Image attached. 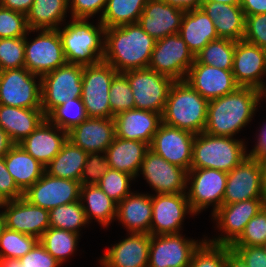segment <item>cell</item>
Here are the masks:
<instances>
[{
    "instance_id": "cell-13",
    "label": "cell",
    "mask_w": 266,
    "mask_h": 267,
    "mask_svg": "<svg viewBox=\"0 0 266 267\" xmlns=\"http://www.w3.org/2000/svg\"><path fill=\"white\" fill-rule=\"evenodd\" d=\"M81 183L70 179L56 178L44 173L23 197L31 204L46 210L80 200Z\"/></svg>"
},
{
    "instance_id": "cell-62",
    "label": "cell",
    "mask_w": 266,
    "mask_h": 267,
    "mask_svg": "<svg viewBox=\"0 0 266 267\" xmlns=\"http://www.w3.org/2000/svg\"><path fill=\"white\" fill-rule=\"evenodd\" d=\"M0 267H21V260L17 258L0 257Z\"/></svg>"
},
{
    "instance_id": "cell-6",
    "label": "cell",
    "mask_w": 266,
    "mask_h": 267,
    "mask_svg": "<svg viewBox=\"0 0 266 267\" xmlns=\"http://www.w3.org/2000/svg\"><path fill=\"white\" fill-rule=\"evenodd\" d=\"M83 66L66 63L41 77V109L47 117L57 106L81 98Z\"/></svg>"
},
{
    "instance_id": "cell-20",
    "label": "cell",
    "mask_w": 266,
    "mask_h": 267,
    "mask_svg": "<svg viewBox=\"0 0 266 267\" xmlns=\"http://www.w3.org/2000/svg\"><path fill=\"white\" fill-rule=\"evenodd\" d=\"M233 76L239 87H251L259 90L266 75V50L247 41H236L233 57Z\"/></svg>"
},
{
    "instance_id": "cell-26",
    "label": "cell",
    "mask_w": 266,
    "mask_h": 267,
    "mask_svg": "<svg viewBox=\"0 0 266 267\" xmlns=\"http://www.w3.org/2000/svg\"><path fill=\"white\" fill-rule=\"evenodd\" d=\"M129 235L108 249L100 260L102 267H148L150 234Z\"/></svg>"
},
{
    "instance_id": "cell-19",
    "label": "cell",
    "mask_w": 266,
    "mask_h": 267,
    "mask_svg": "<svg viewBox=\"0 0 266 267\" xmlns=\"http://www.w3.org/2000/svg\"><path fill=\"white\" fill-rule=\"evenodd\" d=\"M186 213L194 214L186 193L152 196L150 235L180 233L182 220Z\"/></svg>"
},
{
    "instance_id": "cell-43",
    "label": "cell",
    "mask_w": 266,
    "mask_h": 267,
    "mask_svg": "<svg viewBox=\"0 0 266 267\" xmlns=\"http://www.w3.org/2000/svg\"><path fill=\"white\" fill-rule=\"evenodd\" d=\"M109 103L112 118L122 112L135 109V102L130 84L122 73H118L111 82Z\"/></svg>"
},
{
    "instance_id": "cell-2",
    "label": "cell",
    "mask_w": 266,
    "mask_h": 267,
    "mask_svg": "<svg viewBox=\"0 0 266 267\" xmlns=\"http://www.w3.org/2000/svg\"><path fill=\"white\" fill-rule=\"evenodd\" d=\"M259 101V90L251 87H238L232 93L209 101L204 132L233 137L251 121Z\"/></svg>"
},
{
    "instance_id": "cell-24",
    "label": "cell",
    "mask_w": 266,
    "mask_h": 267,
    "mask_svg": "<svg viewBox=\"0 0 266 267\" xmlns=\"http://www.w3.org/2000/svg\"><path fill=\"white\" fill-rule=\"evenodd\" d=\"M116 136L114 118L88 117L68 132V140L87 153H106Z\"/></svg>"
},
{
    "instance_id": "cell-59",
    "label": "cell",
    "mask_w": 266,
    "mask_h": 267,
    "mask_svg": "<svg viewBox=\"0 0 266 267\" xmlns=\"http://www.w3.org/2000/svg\"><path fill=\"white\" fill-rule=\"evenodd\" d=\"M225 267H248V266L233 249H230L226 254Z\"/></svg>"
},
{
    "instance_id": "cell-55",
    "label": "cell",
    "mask_w": 266,
    "mask_h": 267,
    "mask_svg": "<svg viewBox=\"0 0 266 267\" xmlns=\"http://www.w3.org/2000/svg\"><path fill=\"white\" fill-rule=\"evenodd\" d=\"M240 7L245 17L266 13V0H242Z\"/></svg>"
},
{
    "instance_id": "cell-61",
    "label": "cell",
    "mask_w": 266,
    "mask_h": 267,
    "mask_svg": "<svg viewBox=\"0 0 266 267\" xmlns=\"http://www.w3.org/2000/svg\"><path fill=\"white\" fill-rule=\"evenodd\" d=\"M255 158H258L259 165L261 168L262 190L264 193V197L266 198V157H255Z\"/></svg>"
},
{
    "instance_id": "cell-65",
    "label": "cell",
    "mask_w": 266,
    "mask_h": 267,
    "mask_svg": "<svg viewBox=\"0 0 266 267\" xmlns=\"http://www.w3.org/2000/svg\"><path fill=\"white\" fill-rule=\"evenodd\" d=\"M259 96H260V99L262 98V96L266 97V84H265V82L262 84L261 88L259 89Z\"/></svg>"
},
{
    "instance_id": "cell-32",
    "label": "cell",
    "mask_w": 266,
    "mask_h": 267,
    "mask_svg": "<svg viewBox=\"0 0 266 267\" xmlns=\"http://www.w3.org/2000/svg\"><path fill=\"white\" fill-rule=\"evenodd\" d=\"M179 34L194 56L210 41L219 39L213 21L201 8L185 11Z\"/></svg>"
},
{
    "instance_id": "cell-46",
    "label": "cell",
    "mask_w": 266,
    "mask_h": 267,
    "mask_svg": "<svg viewBox=\"0 0 266 267\" xmlns=\"http://www.w3.org/2000/svg\"><path fill=\"white\" fill-rule=\"evenodd\" d=\"M25 37L0 39V71L25 65Z\"/></svg>"
},
{
    "instance_id": "cell-12",
    "label": "cell",
    "mask_w": 266,
    "mask_h": 267,
    "mask_svg": "<svg viewBox=\"0 0 266 267\" xmlns=\"http://www.w3.org/2000/svg\"><path fill=\"white\" fill-rule=\"evenodd\" d=\"M24 54V67L40 77L67 63L57 29L41 30L32 42L25 36Z\"/></svg>"
},
{
    "instance_id": "cell-52",
    "label": "cell",
    "mask_w": 266,
    "mask_h": 267,
    "mask_svg": "<svg viewBox=\"0 0 266 267\" xmlns=\"http://www.w3.org/2000/svg\"><path fill=\"white\" fill-rule=\"evenodd\" d=\"M108 0H69L71 16L74 19H88L101 12L103 14Z\"/></svg>"
},
{
    "instance_id": "cell-27",
    "label": "cell",
    "mask_w": 266,
    "mask_h": 267,
    "mask_svg": "<svg viewBox=\"0 0 266 267\" xmlns=\"http://www.w3.org/2000/svg\"><path fill=\"white\" fill-rule=\"evenodd\" d=\"M116 137L137 140L150 145L162 123V114L131 109L114 117Z\"/></svg>"
},
{
    "instance_id": "cell-45",
    "label": "cell",
    "mask_w": 266,
    "mask_h": 267,
    "mask_svg": "<svg viewBox=\"0 0 266 267\" xmlns=\"http://www.w3.org/2000/svg\"><path fill=\"white\" fill-rule=\"evenodd\" d=\"M132 179H134V177L126 172L109 168L97 185L109 198L118 204L131 194L129 191V183Z\"/></svg>"
},
{
    "instance_id": "cell-22",
    "label": "cell",
    "mask_w": 266,
    "mask_h": 267,
    "mask_svg": "<svg viewBox=\"0 0 266 267\" xmlns=\"http://www.w3.org/2000/svg\"><path fill=\"white\" fill-rule=\"evenodd\" d=\"M185 11L163 0H148L138 24L157 41L179 33Z\"/></svg>"
},
{
    "instance_id": "cell-57",
    "label": "cell",
    "mask_w": 266,
    "mask_h": 267,
    "mask_svg": "<svg viewBox=\"0 0 266 267\" xmlns=\"http://www.w3.org/2000/svg\"><path fill=\"white\" fill-rule=\"evenodd\" d=\"M258 136L257 144L249 154L253 157H266V124Z\"/></svg>"
},
{
    "instance_id": "cell-17",
    "label": "cell",
    "mask_w": 266,
    "mask_h": 267,
    "mask_svg": "<svg viewBox=\"0 0 266 267\" xmlns=\"http://www.w3.org/2000/svg\"><path fill=\"white\" fill-rule=\"evenodd\" d=\"M265 206V198H254L237 203L222 205L212 214L217 225L227 235L219 236L217 239L208 240L214 244L231 246L243 233L249 220L257 215Z\"/></svg>"
},
{
    "instance_id": "cell-34",
    "label": "cell",
    "mask_w": 266,
    "mask_h": 267,
    "mask_svg": "<svg viewBox=\"0 0 266 267\" xmlns=\"http://www.w3.org/2000/svg\"><path fill=\"white\" fill-rule=\"evenodd\" d=\"M87 155L67 139L61 151L45 167V172L52 177L80 181Z\"/></svg>"
},
{
    "instance_id": "cell-51",
    "label": "cell",
    "mask_w": 266,
    "mask_h": 267,
    "mask_svg": "<svg viewBox=\"0 0 266 267\" xmlns=\"http://www.w3.org/2000/svg\"><path fill=\"white\" fill-rule=\"evenodd\" d=\"M20 260L21 267H59L61 265L40 242L31 251L21 257Z\"/></svg>"
},
{
    "instance_id": "cell-4",
    "label": "cell",
    "mask_w": 266,
    "mask_h": 267,
    "mask_svg": "<svg viewBox=\"0 0 266 267\" xmlns=\"http://www.w3.org/2000/svg\"><path fill=\"white\" fill-rule=\"evenodd\" d=\"M98 23L95 27L87 19L72 18L62 30L57 29L67 63L90 66L103 60L105 27Z\"/></svg>"
},
{
    "instance_id": "cell-66",
    "label": "cell",
    "mask_w": 266,
    "mask_h": 267,
    "mask_svg": "<svg viewBox=\"0 0 266 267\" xmlns=\"http://www.w3.org/2000/svg\"><path fill=\"white\" fill-rule=\"evenodd\" d=\"M8 200L2 195V193H0V207H5V205L7 204Z\"/></svg>"
},
{
    "instance_id": "cell-48",
    "label": "cell",
    "mask_w": 266,
    "mask_h": 267,
    "mask_svg": "<svg viewBox=\"0 0 266 267\" xmlns=\"http://www.w3.org/2000/svg\"><path fill=\"white\" fill-rule=\"evenodd\" d=\"M29 32L26 15L0 6V39L25 37Z\"/></svg>"
},
{
    "instance_id": "cell-9",
    "label": "cell",
    "mask_w": 266,
    "mask_h": 267,
    "mask_svg": "<svg viewBox=\"0 0 266 267\" xmlns=\"http://www.w3.org/2000/svg\"><path fill=\"white\" fill-rule=\"evenodd\" d=\"M122 74L130 84L135 109L163 114L174 80L149 68L130 70Z\"/></svg>"
},
{
    "instance_id": "cell-10",
    "label": "cell",
    "mask_w": 266,
    "mask_h": 267,
    "mask_svg": "<svg viewBox=\"0 0 266 267\" xmlns=\"http://www.w3.org/2000/svg\"><path fill=\"white\" fill-rule=\"evenodd\" d=\"M37 77L40 78L38 84ZM0 104L41 108V77L25 67L0 71Z\"/></svg>"
},
{
    "instance_id": "cell-7",
    "label": "cell",
    "mask_w": 266,
    "mask_h": 267,
    "mask_svg": "<svg viewBox=\"0 0 266 267\" xmlns=\"http://www.w3.org/2000/svg\"><path fill=\"white\" fill-rule=\"evenodd\" d=\"M118 74L114 67L104 62L83 66L82 95L88 117L112 118L109 90Z\"/></svg>"
},
{
    "instance_id": "cell-49",
    "label": "cell",
    "mask_w": 266,
    "mask_h": 267,
    "mask_svg": "<svg viewBox=\"0 0 266 267\" xmlns=\"http://www.w3.org/2000/svg\"><path fill=\"white\" fill-rule=\"evenodd\" d=\"M98 154V152L88 153L80 178L81 185L97 184L102 176L108 171L109 165L106 153L102 156Z\"/></svg>"
},
{
    "instance_id": "cell-25",
    "label": "cell",
    "mask_w": 266,
    "mask_h": 267,
    "mask_svg": "<svg viewBox=\"0 0 266 267\" xmlns=\"http://www.w3.org/2000/svg\"><path fill=\"white\" fill-rule=\"evenodd\" d=\"M67 139L68 132L52 124L45 118L28 137L24 138L18 144L46 167L61 151Z\"/></svg>"
},
{
    "instance_id": "cell-1",
    "label": "cell",
    "mask_w": 266,
    "mask_h": 267,
    "mask_svg": "<svg viewBox=\"0 0 266 267\" xmlns=\"http://www.w3.org/2000/svg\"><path fill=\"white\" fill-rule=\"evenodd\" d=\"M103 61L118 73L149 66L156 40L138 23L105 29Z\"/></svg>"
},
{
    "instance_id": "cell-33",
    "label": "cell",
    "mask_w": 266,
    "mask_h": 267,
    "mask_svg": "<svg viewBox=\"0 0 266 267\" xmlns=\"http://www.w3.org/2000/svg\"><path fill=\"white\" fill-rule=\"evenodd\" d=\"M9 174L24 193L45 173V167L28 154L19 144H14L4 155Z\"/></svg>"
},
{
    "instance_id": "cell-39",
    "label": "cell",
    "mask_w": 266,
    "mask_h": 267,
    "mask_svg": "<svg viewBox=\"0 0 266 267\" xmlns=\"http://www.w3.org/2000/svg\"><path fill=\"white\" fill-rule=\"evenodd\" d=\"M78 237L79 234L74 232L49 227L39 238V242L62 265L65 258L74 253Z\"/></svg>"
},
{
    "instance_id": "cell-18",
    "label": "cell",
    "mask_w": 266,
    "mask_h": 267,
    "mask_svg": "<svg viewBox=\"0 0 266 267\" xmlns=\"http://www.w3.org/2000/svg\"><path fill=\"white\" fill-rule=\"evenodd\" d=\"M254 198H265L262 190L261 168L258 158L246 157L227 173V183L222 205Z\"/></svg>"
},
{
    "instance_id": "cell-35",
    "label": "cell",
    "mask_w": 266,
    "mask_h": 267,
    "mask_svg": "<svg viewBox=\"0 0 266 267\" xmlns=\"http://www.w3.org/2000/svg\"><path fill=\"white\" fill-rule=\"evenodd\" d=\"M80 201L88 224L93 217L103 227H106L117 216V203L109 198L97 184L81 185ZM83 201L88 203L87 206Z\"/></svg>"
},
{
    "instance_id": "cell-40",
    "label": "cell",
    "mask_w": 266,
    "mask_h": 267,
    "mask_svg": "<svg viewBox=\"0 0 266 267\" xmlns=\"http://www.w3.org/2000/svg\"><path fill=\"white\" fill-rule=\"evenodd\" d=\"M88 223L80 200L49 210L50 227L79 234V227Z\"/></svg>"
},
{
    "instance_id": "cell-38",
    "label": "cell",
    "mask_w": 266,
    "mask_h": 267,
    "mask_svg": "<svg viewBox=\"0 0 266 267\" xmlns=\"http://www.w3.org/2000/svg\"><path fill=\"white\" fill-rule=\"evenodd\" d=\"M236 41L219 38L210 41L198 54L194 63L211 65L223 70H232Z\"/></svg>"
},
{
    "instance_id": "cell-11",
    "label": "cell",
    "mask_w": 266,
    "mask_h": 267,
    "mask_svg": "<svg viewBox=\"0 0 266 267\" xmlns=\"http://www.w3.org/2000/svg\"><path fill=\"white\" fill-rule=\"evenodd\" d=\"M189 181L191 186L186 194L194 214L213 203L212 214L222 206L227 183L226 172L211 168L190 169L187 173V182Z\"/></svg>"
},
{
    "instance_id": "cell-67",
    "label": "cell",
    "mask_w": 266,
    "mask_h": 267,
    "mask_svg": "<svg viewBox=\"0 0 266 267\" xmlns=\"http://www.w3.org/2000/svg\"><path fill=\"white\" fill-rule=\"evenodd\" d=\"M266 254V243L264 245L261 246Z\"/></svg>"
},
{
    "instance_id": "cell-30",
    "label": "cell",
    "mask_w": 266,
    "mask_h": 267,
    "mask_svg": "<svg viewBox=\"0 0 266 267\" xmlns=\"http://www.w3.org/2000/svg\"><path fill=\"white\" fill-rule=\"evenodd\" d=\"M116 218L130 233L150 234L152 195L131 193L117 204Z\"/></svg>"
},
{
    "instance_id": "cell-50",
    "label": "cell",
    "mask_w": 266,
    "mask_h": 267,
    "mask_svg": "<svg viewBox=\"0 0 266 267\" xmlns=\"http://www.w3.org/2000/svg\"><path fill=\"white\" fill-rule=\"evenodd\" d=\"M243 39L266 50V13L245 17Z\"/></svg>"
},
{
    "instance_id": "cell-31",
    "label": "cell",
    "mask_w": 266,
    "mask_h": 267,
    "mask_svg": "<svg viewBox=\"0 0 266 267\" xmlns=\"http://www.w3.org/2000/svg\"><path fill=\"white\" fill-rule=\"evenodd\" d=\"M149 150V145L137 140L114 138L106 150L109 168L123 171L134 178L139 175L141 163Z\"/></svg>"
},
{
    "instance_id": "cell-28",
    "label": "cell",
    "mask_w": 266,
    "mask_h": 267,
    "mask_svg": "<svg viewBox=\"0 0 266 267\" xmlns=\"http://www.w3.org/2000/svg\"><path fill=\"white\" fill-rule=\"evenodd\" d=\"M200 8L213 21L219 38L243 40L245 15L240 6L202 2Z\"/></svg>"
},
{
    "instance_id": "cell-60",
    "label": "cell",
    "mask_w": 266,
    "mask_h": 267,
    "mask_svg": "<svg viewBox=\"0 0 266 267\" xmlns=\"http://www.w3.org/2000/svg\"><path fill=\"white\" fill-rule=\"evenodd\" d=\"M13 145L8 134L0 127V157L4 156Z\"/></svg>"
},
{
    "instance_id": "cell-58",
    "label": "cell",
    "mask_w": 266,
    "mask_h": 267,
    "mask_svg": "<svg viewBox=\"0 0 266 267\" xmlns=\"http://www.w3.org/2000/svg\"><path fill=\"white\" fill-rule=\"evenodd\" d=\"M164 2L177 6L184 10L199 9L201 7L202 0H163Z\"/></svg>"
},
{
    "instance_id": "cell-36",
    "label": "cell",
    "mask_w": 266,
    "mask_h": 267,
    "mask_svg": "<svg viewBox=\"0 0 266 267\" xmlns=\"http://www.w3.org/2000/svg\"><path fill=\"white\" fill-rule=\"evenodd\" d=\"M69 0H34L26 20L29 30L58 29L64 21Z\"/></svg>"
},
{
    "instance_id": "cell-29",
    "label": "cell",
    "mask_w": 266,
    "mask_h": 267,
    "mask_svg": "<svg viewBox=\"0 0 266 267\" xmlns=\"http://www.w3.org/2000/svg\"><path fill=\"white\" fill-rule=\"evenodd\" d=\"M45 118L41 108H19L0 104V127L14 144L28 137Z\"/></svg>"
},
{
    "instance_id": "cell-15",
    "label": "cell",
    "mask_w": 266,
    "mask_h": 267,
    "mask_svg": "<svg viewBox=\"0 0 266 267\" xmlns=\"http://www.w3.org/2000/svg\"><path fill=\"white\" fill-rule=\"evenodd\" d=\"M194 133L161 123L149 149L167 162L189 171L192 164Z\"/></svg>"
},
{
    "instance_id": "cell-44",
    "label": "cell",
    "mask_w": 266,
    "mask_h": 267,
    "mask_svg": "<svg viewBox=\"0 0 266 267\" xmlns=\"http://www.w3.org/2000/svg\"><path fill=\"white\" fill-rule=\"evenodd\" d=\"M230 246L214 244L207 239L194 251L190 267H225Z\"/></svg>"
},
{
    "instance_id": "cell-23",
    "label": "cell",
    "mask_w": 266,
    "mask_h": 267,
    "mask_svg": "<svg viewBox=\"0 0 266 267\" xmlns=\"http://www.w3.org/2000/svg\"><path fill=\"white\" fill-rule=\"evenodd\" d=\"M4 215L6 228L40 238L50 227L49 210L31 204L24 197L8 200Z\"/></svg>"
},
{
    "instance_id": "cell-54",
    "label": "cell",
    "mask_w": 266,
    "mask_h": 267,
    "mask_svg": "<svg viewBox=\"0 0 266 267\" xmlns=\"http://www.w3.org/2000/svg\"><path fill=\"white\" fill-rule=\"evenodd\" d=\"M0 193H2L7 200H15L24 195L18 188L13 177L9 174L4 156L0 157Z\"/></svg>"
},
{
    "instance_id": "cell-42",
    "label": "cell",
    "mask_w": 266,
    "mask_h": 267,
    "mask_svg": "<svg viewBox=\"0 0 266 267\" xmlns=\"http://www.w3.org/2000/svg\"><path fill=\"white\" fill-rule=\"evenodd\" d=\"M38 242L36 237L6 228L0 237V257L20 259Z\"/></svg>"
},
{
    "instance_id": "cell-64",
    "label": "cell",
    "mask_w": 266,
    "mask_h": 267,
    "mask_svg": "<svg viewBox=\"0 0 266 267\" xmlns=\"http://www.w3.org/2000/svg\"><path fill=\"white\" fill-rule=\"evenodd\" d=\"M6 229V219L3 212L0 213V237Z\"/></svg>"
},
{
    "instance_id": "cell-8",
    "label": "cell",
    "mask_w": 266,
    "mask_h": 267,
    "mask_svg": "<svg viewBox=\"0 0 266 267\" xmlns=\"http://www.w3.org/2000/svg\"><path fill=\"white\" fill-rule=\"evenodd\" d=\"M194 61L195 56L177 33L155 42L148 68L174 81H180L186 79Z\"/></svg>"
},
{
    "instance_id": "cell-56",
    "label": "cell",
    "mask_w": 266,
    "mask_h": 267,
    "mask_svg": "<svg viewBox=\"0 0 266 267\" xmlns=\"http://www.w3.org/2000/svg\"><path fill=\"white\" fill-rule=\"evenodd\" d=\"M34 0H0V6L12 11L27 14L32 7Z\"/></svg>"
},
{
    "instance_id": "cell-37",
    "label": "cell",
    "mask_w": 266,
    "mask_h": 267,
    "mask_svg": "<svg viewBox=\"0 0 266 267\" xmlns=\"http://www.w3.org/2000/svg\"><path fill=\"white\" fill-rule=\"evenodd\" d=\"M148 0H108L100 22L105 29L138 23Z\"/></svg>"
},
{
    "instance_id": "cell-41",
    "label": "cell",
    "mask_w": 266,
    "mask_h": 267,
    "mask_svg": "<svg viewBox=\"0 0 266 267\" xmlns=\"http://www.w3.org/2000/svg\"><path fill=\"white\" fill-rule=\"evenodd\" d=\"M52 124L69 132L88 118L81 98H76L57 106L47 117Z\"/></svg>"
},
{
    "instance_id": "cell-47",
    "label": "cell",
    "mask_w": 266,
    "mask_h": 267,
    "mask_svg": "<svg viewBox=\"0 0 266 267\" xmlns=\"http://www.w3.org/2000/svg\"><path fill=\"white\" fill-rule=\"evenodd\" d=\"M266 243V207L252 217L231 246H262Z\"/></svg>"
},
{
    "instance_id": "cell-5",
    "label": "cell",
    "mask_w": 266,
    "mask_h": 267,
    "mask_svg": "<svg viewBox=\"0 0 266 267\" xmlns=\"http://www.w3.org/2000/svg\"><path fill=\"white\" fill-rule=\"evenodd\" d=\"M246 153L242 140L201 132L193 141L190 169L211 168L228 173L250 155Z\"/></svg>"
},
{
    "instance_id": "cell-3",
    "label": "cell",
    "mask_w": 266,
    "mask_h": 267,
    "mask_svg": "<svg viewBox=\"0 0 266 267\" xmlns=\"http://www.w3.org/2000/svg\"><path fill=\"white\" fill-rule=\"evenodd\" d=\"M208 104L186 80L171 85L162 114V122L194 134L204 132Z\"/></svg>"
},
{
    "instance_id": "cell-16",
    "label": "cell",
    "mask_w": 266,
    "mask_h": 267,
    "mask_svg": "<svg viewBox=\"0 0 266 267\" xmlns=\"http://www.w3.org/2000/svg\"><path fill=\"white\" fill-rule=\"evenodd\" d=\"M140 171L156 194L186 193L188 171L167 162L150 149L141 163Z\"/></svg>"
},
{
    "instance_id": "cell-53",
    "label": "cell",
    "mask_w": 266,
    "mask_h": 267,
    "mask_svg": "<svg viewBox=\"0 0 266 267\" xmlns=\"http://www.w3.org/2000/svg\"><path fill=\"white\" fill-rule=\"evenodd\" d=\"M248 267H266V254L261 246H230Z\"/></svg>"
},
{
    "instance_id": "cell-21",
    "label": "cell",
    "mask_w": 266,
    "mask_h": 267,
    "mask_svg": "<svg viewBox=\"0 0 266 267\" xmlns=\"http://www.w3.org/2000/svg\"><path fill=\"white\" fill-rule=\"evenodd\" d=\"M185 80L207 101L232 93L239 87L232 70L201 63L192 64Z\"/></svg>"
},
{
    "instance_id": "cell-14",
    "label": "cell",
    "mask_w": 266,
    "mask_h": 267,
    "mask_svg": "<svg viewBox=\"0 0 266 267\" xmlns=\"http://www.w3.org/2000/svg\"><path fill=\"white\" fill-rule=\"evenodd\" d=\"M187 240L182 235H150L148 267H190L194 251L203 242Z\"/></svg>"
},
{
    "instance_id": "cell-63",
    "label": "cell",
    "mask_w": 266,
    "mask_h": 267,
    "mask_svg": "<svg viewBox=\"0 0 266 267\" xmlns=\"http://www.w3.org/2000/svg\"><path fill=\"white\" fill-rule=\"evenodd\" d=\"M202 2H216L220 4H230L240 6L242 0H202Z\"/></svg>"
}]
</instances>
